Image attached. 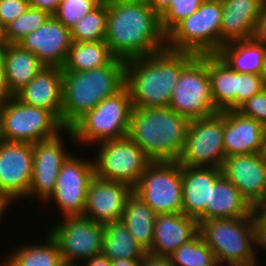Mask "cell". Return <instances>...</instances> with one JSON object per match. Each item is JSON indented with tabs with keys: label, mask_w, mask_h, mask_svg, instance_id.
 <instances>
[{
	"label": "cell",
	"mask_w": 266,
	"mask_h": 266,
	"mask_svg": "<svg viewBox=\"0 0 266 266\" xmlns=\"http://www.w3.org/2000/svg\"><path fill=\"white\" fill-rule=\"evenodd\" d=\"M256 246L266 250V217L255 214Z\"/></svg>",
	"instance_id": "b9f144b4"
},
{
	"label": "cell",
	"mask_w": 266,
	"mask_h": 266,
	"mask_svg": "<svg viewBox=\"0 0 266 266\" xmlns=\"http://www.w3.org/2000/svg\"><path fill=\"white\" fill-rule=\"evenodd\" d=\"M156 215L136 193L132 192L126 199L121 222L146 252L151 248L153 242Z\"/></svg>",
	"instance_id": "f1b7e54d"
},
{
	"label": "cell",
	"mask_w": 266,
	"mask_h": 266,
	"mask_svg": "<svg viewBox=\"0 0 266 266\" xmlns=\"http://www.w3.org/2000/svg\"><path fill=\"white\" fill-rule=\"evenodd\" d=\"M61 134L33 144V172L28 197L46 200L54 191L57 176L70 156L65 150ZM66 151V152H65Z\"/></svg>",
	"instance_id": "e0dca14e"
},
{
	"label": "cell",
	"mask_w": 266,
	"mask_h": 266,
	"mask_svg": "<svg viewBox=\"0 0 266 266\" xmlns=\"http://www.w3.org/2000/svg\"><path fill=\"white\" fill-rule=\"evenodd\" d=\"M132 192L128 184L95 175L87 189L83 216L102 225L121 221L126 199Z\"/></svg>",
	"instance_id": "ac0fdd59"
},
{
	"label": "cell",
	"mask_w": 266,
	"mask_h": 266,
	"mask_svg": "<svg viewBox=\"0 0 266 266\" xmlns=\"http://www.w3.org/2000/svg\"><path fill=\"white\" fill-rule=\"evenodd\" d=\"M71 43L70 30L51 16L17 44L34 53L44 66L62 68Z\"/></svg>",
	"instance_id": "d6986e66"
},
{
	"label": "cell",
	"mask_w": 266,
	"mask_h": 266,
	"mask_svg": "<svg viewBox=\"0 0 266 266\" xmlns=\"http://www.w3.org/2000/svg\"><path fill=\"white\" fill-rule=\"evenodd\" d=\"M33 172V144L0 139V193L10 202L28 198Z\"/></svg>",
	"instance_id": "9a60e30c"
},
{
	"label": "cell",
	"mask_w": 266,
	"mask_h": 266,
	"mask_svg": "<svg viewBox=\"0 0 266 266\" xmlns=\"http://www.w3.org/2000/svg\"><path fill=\"white\" fill-rule=\"evenodd\" d=\"M223 143L226 156L265 152L266 127L237 110H225Z\"/></svg>",
	"instance_id": "ffe728a7"
},
{
	"label": "cell",
	"mask_w": 266,
	"mask_h": 266,
	"mask_svg": "<svg viewBox=\"0 0 266 266\" xmlns=\"http://www.w3.org/2000/svg\"><path fill=\"white\" fill-rule=\"evenodd\" d=\"M8 41L6 39V29L0 23V52L8 45Z\"/></svg>",
	"instance_id": "681fc988"
},
{
	"label": "cell",
	"mask_w": 266,
	"mask_h": 266,
	"mask_svg": "<svg viewBox=\"0 0 266 266\" xmlns=\"http://www.w3.org/2000/svg\"><path fill=\"white\" fill-rule=\"evenodd\" d=\"M237 111L243 116L259 121L266 127V88L249 98Z\"/></svg>",
	"instance_id": "f35d334b"
},
{
	"label": "cell",
	"mask_w": 266,
	"mask_h": 266,
	"mask_svg": "<svg viewBox=\"0 0 266 266\" xmlns=\"http://www.w3.org/2000/svg\"><path fill=\"white\" fill-rule=\"evenodd\" d=\"M190 119L169 107L133 108L128 136L152 161H178Z\"/></svg>",
	"instance_id": "277c9868"
},
{
	"label": "cell",
	"mask_w": 266,
	"mask_h": 266,
	"mask_svg": "<svg viewBox=\"0 0 266 266\" xmlns=\"http://www.w3.org/2000/svg\"><path fill=\"white\" fill-rule=\"evenodd\" d=\"M12 96L6 83L4 63L0 55V105Z\"/></svg>",
	"instance_id": "f6af8a7d"
},
{
	"label": "cell",
	"mask_w": 266,
	"mask_h": 266,
	"mask_svg": "<svg viewBox=\"0 0 266 266\" xmlns=\"http://www.w3.org/2000/svg\"><path fill=\"white\" fill-rule=\"evenodd\" d=\"M215 167L183 166V213L200 221L207 220V205H210L211 186L222 176Z\"/></svg>",
	"instance_id": "44dd1931"
},
{
	"label": "cell",
	"mask_w": 266,
	"mask_h": 266,
	"mask_svg": "<svg viewBox=\"0 0 266 266\" xmlns=\"http://www.w3.org/2000/svg\"><path fill=\"white\" fill-rule=\"evenodd\" d=\"M50 17L51 15L46 11L29 7L23 14L5 27L8 43L17 44L22 38L35 31Z\"/></svg>",
	"instance_id": "e575fe53"
},
{
	"label": "cell",
	"mask_w": 266,
	"mask_h": 266,
	"mask_svg": "<svg viewBox=\"0 0 266 266\" xmlns=\"http://www.w3.org/2000/svg\"><path fill=\"white\" fill-rule=\"evenodd\" d=\"M260 75L262 77V80L264 81V84L266 85V53L264 55L263 65H262V70L260 72Z\"/></svg>",
	"instance_id": "f5cc1de1"
},
{
	"label": "cell",
	"mask_w": 266,
	"mask_h": 266,
	"mask_svg": "<svg viewBox=\"0 0 266 266\" xmlns=\"http://www.w3.org/2000/svg\"><path fill=\"white\" fill-rule=\"evenodd\" d=\"M94 176V161L70 155L61 166L55 189L46 201L55 200L63 217L83 216L87 189Z\"/></svg>",
	"instance_id": "5bb4252c"
},
{
	"label": "cell",
	"mask_w": 266,
	"mask_h": 266,
	"mask_svg": "<svg viewBox=\"0 0 266 266\" xmlns=\"http://www.w3.org/2000/svg\"><path fill=\"white\" fill-rule=\"evenodd\" d=\"M124 87L125 61L118 58L88 71H62L61 124L70 128L86 112Z\"/></svg>",
	"instance_id": "3957f363"
},
{
	"label": "cell",
	"mask_w": 266,
	"mask_h": 266,
	"mask_svg": "<svg viewBox=\"0 0 266 266\" xmlns=\"http://www.w3.org/2000/svg\"><path fill=\"white\" fill-rule=\"evenodd\" d=\"M255 214V209L224 175L211 186L207 220L255 217Z\"/></svg>",
	"instance_id": "d4e9b609"
},
{
	"label": "cell",
	"mask_w": 266,
	"mask_h": 266,
	"mask_svg": "<svg viewBox=\"0 0 266 266\" xmlns=\"http://www.w3.org/2000/svg\"><path fill=\"white\" fill-rule=\"evenodd\" d=\"M265 53L266 45L250 38L224 44L216 55L238 73L260 74Z\"/></svg>",
	"instance_id": "83f0119b"
},
{
	"label": "cell",
	"mask_w": 266,
	"mask_h": 266,
	"mask_svg": "<svg viewBox=\"0 0 266 266\" xmlns=\"http://www.w3.org/2000/svg\"><path fill=\"white\" fill-rule=\"evenodd\" d=\"M203 266H224L217 258H215L211 263Z\"/></svg>",
	"instance_id": "db71d44e"
},
{
	"label": "cell",
	"mask_w": 266,
	"mask_h": 266,
	"mask_svg": "<svg viewBox=\"0 0 266 266\" xmlns=\"http://www.w3.org/2000/svg\"><path fill=\"white\" fill-rule=\"evenodd\" d=\"M142 260L119 259L111 261V266H141Z\"/></svg>",
	"instance_id": "c3c4849f"
},
{
	"label": "cell",
	"mask_w": 266,
	"mask_h": 266,
	"mask_svg": "<svg viewBox=\"0 0 266 266\" xmlns=\"http://www.w3.org/2000/svg\"><path fill=\"white\" fill-rule=\"evenodd\" d=\"M146 2L160 15L171 3V0H146Z\"/></svg>",
	"instance_id": "7dc6e473"
},
{
	"label": "cell",
	"mask_w": 266,
	"mask_h": 266,
	"mask_svg": "<svg viewBox=\"0 0 266 266\" xmlns=\"http://www.w3.org/2000/svg\"><path fill=\"white\" fill-rule=\"evenodd\" d=\"M105 42L116 58L127 61L165 49L166 34L146 0H107Z\"/></svg>",
	"instance_id": "6da1fadb"
},
{
	"label": "cell",
	"mask_w": 266,
	"mask_h": 266,
	"mask_svg": "<svg viewBox=\"0 0 266 266\" xmlns=\"http://www.w3.org/2000/svg\"><path fill=\"white\" fill-rule=\"evenodd\" d=\"M168 257L174 266H203L215 259L213 251L205 244L199 233Z\"/></svg>",
	"instance_id": "836d02e7"
},
{
	"label": "cell",
	"mask_w": 266,
	"mask_h": 266,
	"mask_svg": "<svg viewBox=\"0 0 266 266\" xmlns=\"http://www.w3.org/2000/svg\"><path fill=\"white\" fill-rule=\"evenodd\" d=\"M6 83L14 96L26 86L44 67L38 57L19 44H8L1 52Z\"/></svg>",
	"instance_id": "484cf974"
},
{
	"label": "cell",
	"mask_w": 266,
	"mask_h": 266,
	"mask_svg": "<svg viewBox=\"0 0 266 266\" xmlns=\"http://www.w3.org/2000/svg\"><path fill=\"white\" fill-rule=\"evenodd\" d=\"M14 96L24 104L51 111L61 121L62 68L44 66Z\"/></svg>",
	"instance_id": "cb8c5ba5"
},
{
	"label": "cell",
	"mask_w": 266,
	"mask_h": 266,
	"mask_svg": "<svg viewBox=\"0 0 266 266\" xmlns=\"http://www.w3.org/2000/svg\"><path fill=\"white\" fill-rule=\"evenodd\" d=\"M29 7L28 0H0V23L6 27Z\"/></svg>",
	"instance_id": "ab89813d"
},
{
	"label": "cell",
	"mask_w": 266,
	"mask_h": 266,
	"mask_svg": "<svg viewBox=\"0 0 266 266\" xmlns=\"http://www.w3.org/2000/svg\"><path fill=\"white\" fill-rule=\"evenodd\" d=\"M266 88L260 74L238 73L237 109L249 98Z\"/></svg>",
	"instance_id": "74e56055"
},
{
	"label": "cell",
	"mask_w": 266,
	"mask_h": 266,
	"mask_svg": "<svg viewBox=\"0 0 266 266\" xmlns=\"http://www.w3.org/2000/svg\"><path fill=\"white\" fill-rule=\"evenodd\" d=\"M63 221L49 230L59 246L63 262H85L102 254L104 225L84 216H65Z\"/></svg>",
	"instance_id": "4fadbf2b"
},
{
	"label": "cell",
	"mask_w": 266,
	"mask_h": 266,
	"mask_svg": "<svg viewBox=\"0 0 266 266\" xmlns=\"http://www.w3.org/2000/svg\"><path fill=\"white\" fill-rule=\"evenodd\" d=\"M104 229L103 255L111 261L143 260L146 251L137 243L121 221L108 223L104 225Z\"/></svg>",
	"instance_id": "4dcf8cb0"
},
{
	"label": "cell",
	"mask_w": 266,
	"mask_h": 266,
	"mask_svg": "<svg viewBox=\"0 0 266 266\" xmlns=\"http://www.w3.org/2000/svg\"><path fill=\"white\" fill-rule=\"evenodd\" d=\"M221 170L255 209L266 194L265 153L226 156Z\"/></svg>",
	"instance_id": "2e32d148"
},
{
	"label": "cell",
	"mask_w": 266,
	"mask_h": 266,
	"mask_svg": "<svg viewBox=\"0 0 266 266\" xmlns=\"http://www.w3.org/2000/svg\"><path fill=\"white\" fill-rule=\"evenodd\" d=\"M72 41H105L107 32V0H102L70 30Z\"/></svg>",
	"instance_id": "d6a6232c"
},
{
	"label": "cell",
	"mask_w": 266,
	"mask_h": 266,
	"mask_svg": "<svg viewBox=\"0 0 266 266\" xmlns=\"http://www.w3.org/2000/svg\"><path fill=\"white\" fill-rule=\"evenodd\" d=\"M46 244L18 247L3 263L5 266H60L63 263L56 240L47 234Z\"/></svg>",
	"instance_id": "1f68e13d"
},
{
	"label": "cell",
	"mask_w": 266,
	"mask_h": 266,
	"mask_svg": "<svg viewBox=\"0 0 266 266\" xmlns=\"http://www.w3.org/2000/svg\"><path fill=\"white\" fill-rule=\"evenodd\" d=\"M65 127L51 112L20 102L15 96L0 105V139L32 143L51 139Z\"/></svg>",
	"instance_id": "ba28073f"
},
{
	"label": "cell",
	"mask_w": 266,
	"mask_h": 266,
	"mask_svg": "<svg viewBox=\"0 0 266 266\" xmlns=\"http://www.w3.org/2000/svg\"><path fill=\"white\" fill-rule=\"evenodd\" d=\"M85 266H111V260L107 258L105 255H97L88 260L84 263ZM83 265V266H84Z\"/></svg>",
	"instance_id": "bcb514c9"
},
{
	"label": "cell",
	"mask_w": 266,
	"mask_h": 266,
	"mask_svg": "<svg viewBox=\"0 0 266 266\" xmlns=\"http://www.w3.org/2000/svg\"><path fill=\"white\" fill-rule=\"evenodd\" d=\"M168 107L190 120L219 113L212 99L207 55H196L181 70Z\"/></svg>",
	"instance_id": "9c48e42d"
},
{
	"label": "cell",
	"mask_w": 266,
	"mask_h": 266,
	"mask_svg": "<svg viewBox=\"0 0 266 266\" xmlns=\"http://www.w3.org/2000/svg\"><path fill=\"white\" fill-rule=\"evenodd\" d=\"M132 110L130 93L124 87L114 96L102 100L64 131L71 140L86 145L123 138L128 135Z\"/></svg>",
	"instance_id": "8992f818"
},
{
	"label": "cell",
	"mask_w": 266,
	"mask_h": 266,
	"mask_svg": "<svg viewBox=\"0 0 266 266\" xmlns=\"http://www.w3.org/2000/svg\"><path fill=\"white\" fill-rule=\"evenodd\" d=\"M195 56L165 48L125 61V87L133 108L168 107L181 70Z\"/></svg>",
	"instance_id": "7a4b0ae2"
},
{
	"label": "cell",
	"mask_w": 266,
	"mask_h": 266,
	"mask_svg": "<svg viewBox=\"0 0 266 266\" xmlns=\"http://www.w3.org/2000/svg\"><path fill=\"white\" fill-rule=\"evenodd\" d=\"M11 204V202L3 195L0 193V218H2L4 211H7V207Z\"/></svg>",
	"instance_id": "f907efd6"
},
{
	"label": "cell",
	"mask_w": 266,
	"mask_h": 266,
	"mask_svg": "<svg viewBox=\"0 0 266 266\" xmlns=\"http://www.w3.org/2000/svg\"><path fill=\"white\" fill-rule=\"evenodd\" d=\"M115 58L105 41H72L62 71H88L107 66Z\"/></svg>",
	"instance_id": "f546056e"
},
{
	"label": "cell",
	"mask_w": 266,
	"mask_h": 266,
	"mask_svg": "<svg viewBox=\"0 0 266 266\" xmlns=\"http://www.w3.org/2000/svg\"><path fill=\"white\" fill-rule=\"evenodd\" d=\"M102 0H61L52 15L71 30L85 15L90 13Z\"/></svg>",
	"instance_id": "d590c367"
},
{
	"label": "cell",
	"mask_w": 266,
	"mask_h": 266,
	"mask_svg": "<svg viewBox=\"0 0 266 266\" xmlns=\"http://www.w3.org/2000/svg\"><path fill=\"white\" fill-rule=\"evenodd\" d=\"M198 232V220L184 213L157 214L153 242L146 253L168 257L182 244L192 240Z\"/></svg>",
	"instance_id": "7402d4cb"
},
{
	"label": "cell",
	"mask_w": 266,
	"mask_h": 266,
	"mask_svg": "<svg viewBox=\"0 0 266 266\" xmlns=\"http://www.w3.org/2000/svg\"><path fill=\"white\" fill-rule=\"evenodd\" d=\"M211 94L216 109L237 110L238 72L232 70L216 54H207Z\"/></svg>",
	"instance_id": "4316f807"
},
{
	"label": "cell",
	"mask_w": 266,
	"mask_h": 266,
	"mask_svg": "<svg viewBox=\"0 0 266 266\" xmlns=\"http://www.w3.org/2000/svg\"><path fill=\"white\" fill-rule=\"evenodd\" d=\"M255 213L259 215H266V194L260 204L255 208Z\"/></svg>",
	"instance_id": "816d5d0a"
},
{
	"label": "cell",
	"mask_w": 266,
	"mask_h": 266,
	"mask_svg": "<svg viewBox=\"0 0 266 266\" xmlns=\"http://www.w3.org/2000/svg\"><path fill=\"white\" fill-rule=\"evenodd\" d=\"M60 266H80L79 264L77 265L76 263H65L63 262Z\"/></svg>",
	"instance_id": "11a10c76"
},
{
	"label": "cell",
	"mask_w": 266,
	"mask_h": 266,
	"mask_svg": "<svg viewBox=\"0 0 266 266\" xmlns=\"http://www.w3.org/2000/svg\"><path fill=\"white\" fill-rule=\"evenodd\" d=\"M266 0H221L220 48L253 37L256 20Z\"/></svg>",
	"instance_id": "603a6c76"
},
{
	"label": "cell",
	"mask_w": 266,
	"mask_h": 266,
	"mask_svg": "<svg viewBox=\"0 0 266 266\" xmlns=\"http://www.w3.org/2000/svg\"><path fill=\"white\" fill-rule=\"evenodd\" d=\"M30 7L48 12L51 16L56 12L61 0H28Z\"/></svg>",
	"instance_id": "7bdbcfd3"
},
{
	"label": "cell",
	"mask_w": 266,
	"mask_h": 266,
	"mask_svg": "<svg viewBox=\"0 0 266 266\" xmlns=\"http://www.w3.org/2000/svg\"><path fill=\"white\" fill-rule=\"evenodd\" d=\"M204 0H171L160 14L161 28L167 35L178 23L194 13Z\"/></svg>",
	"instance_id": "8d00e7d4"
},
{
	"label": "cell",
	"mask_w": 266,
	"mask_h": 266,
	"mask_svg": "<svg viewBox=\"0 0 266 266\" xmlns=\"http://www.w3.org/2000/svg\"><path fill=\"white\" fill-rule=\"evenodd\" d=\"M141 266H174L169 257L154 256L146 253L141 261Z\"/></svg>",
	"instance_id": "ee69618b"
},
{
	"label": "cell",
	"mask_w": 266,
	"mask_h": 266,
	"mask_svg": "<svg viewBox=\"0 0 266 266\" xmlns=\"http://www.w3.org/2000/svg\"><path fill=\"white\" fill-rule=\"evenodd\" d=\"M198 233L222 264L256 266L255 217L200 221Z\"/></svg>",
	"instance_id": "5b68a950"
},
{
	"label": "cell",
	"mask_w": 266,
	"mask_h": 266,
	"mask_svg": "<svg viewBox=\"0 0 266 266\" xmlns=\"http://www.w3.org/2000/svg\"><path fill=\"white\" fill-rule=\"evenodd\" d=\"M97 144L101 148L93 160L95 175L105 180L123 182L134 188L152 162L128 135Z\"/></svg>",
	"instance_id": "7c38bea8"
},
{
	"label": "cell",
	"mask_w": 266,
	"mask_h": 266,
	"mask_svg": "<svg viewBox=\"0 0 266 266\" xmlns=\"http://www.w3.org/2000/svg\"><path fill=\"white\" fill-rule=\"evenodd\" d=\"M223 134L224 111L207 118L191 119L177 162L183 166L221 169L226 158Z\"/></svg>",
	"instance_id": "8fae6325"
},
{
	"label": "cell",
	"mask_w": 266,
	"mask_h": 266,
	"mask_svg": "<svg viewBox=\"0 0 266 266\" xmlns=\"http://www.w3.org/2000/svg\"><path fill=\"white\" fill-rule=\"evenodd\" d=\"M133 192L156 214L183 213L181 165L177 161L151 162Z\"/></svg>",
	"instance_id": "30bf717a"
},
{
	"label": "cell",
	"mask_w": 266,
	"mask_h": 266,
	"mask_svg": "<svg viewBox=\"0 0 266 266\" xmlns=\"http://www.w3.org/2000/svg\"><path fill=\"white\" fill-rule=\"evenodd\" d=\"M221 0H204L200 7L166 35V48L196 55L220 49Z\"/></svg>",
	"instance_id": "52a82bcc"
},
{
	"label": "cell",
	"mask_w": 266,
	"mask_h": 266,
	"mask_svg": "<svg viewBox=\"0 0 266 266\" xmlns=\"http://www.w3.org/2000/svg\"><path fill=\"white\" fill-rule=\"evenodd\" d=\"M255 41L262 42L266 45V1L256 20L255 29L252 37Z\"/></svg>",
	"instance_id": "60d3db41"
}]
</instances>
